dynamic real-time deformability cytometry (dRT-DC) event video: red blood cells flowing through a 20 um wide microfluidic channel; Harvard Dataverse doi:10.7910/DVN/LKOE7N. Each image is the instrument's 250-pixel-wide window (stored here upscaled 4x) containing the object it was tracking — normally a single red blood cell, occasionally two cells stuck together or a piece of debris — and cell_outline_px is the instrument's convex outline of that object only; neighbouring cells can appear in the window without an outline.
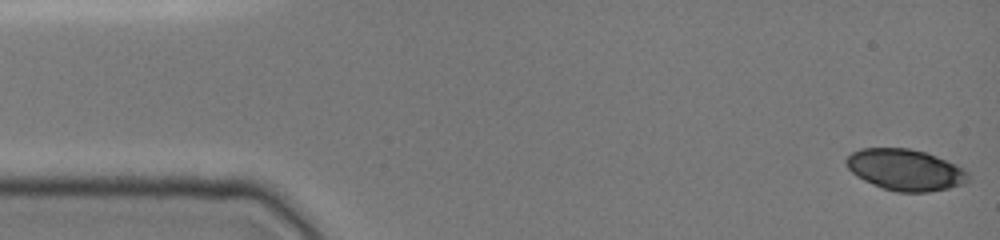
{"species": "common noctule bat (a hibernating species)", "species_latin": "Nyctalus noctula", "temperature_condition": "cold", "stored_images_in_passage": 48, "camera_frame_rate_fps": 3000, "um_per_image_px": 0.085, "animal": {"sex": "female", "body_mass_g": 19.0, "forearm_length_mm": 51.5}, "frame": {"image": 1, "passage_image": 1, "time_ms": 0.0, "image_size_px": [1000, 240], "cell_outline_px": [[968, 180], [964, 184], [948, 188], [928, 192], [896, 192], [872, 184], [856, 176], [848, 168], [844, 160], [852, 152], [860, 148], [908, 148], [924, 152], [936, 156], [956, 164], [964, 168], [968, 172]], "centroid_in_image_um": [76.94, 14.43], "position_along_channel_um": 8.1, "area_um2": 29.36}}
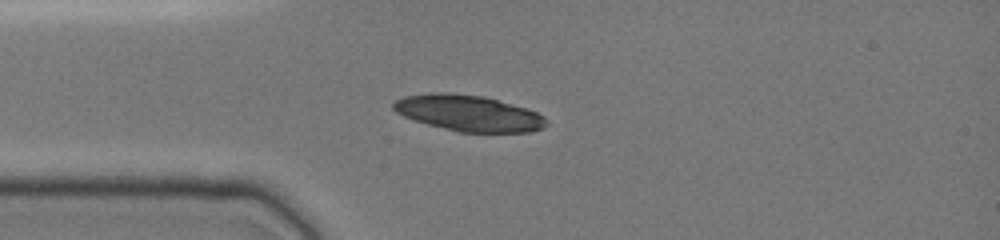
{"frame": {"image": 2, "passage_image": 12, "time_ms": 3.667, "image_size_px": [1000, 240], "cell_outline_px": [[548, 124], [544, 128], [528, 132], [460, 132], [428, 124], [404, 116], [396, 112], [392, 108], [392, 104], [396, 100], [404, 96], [432, 92], [448, 92], [484, 96], [528, 108], [544, 116], [548, 120]], "centroid_in_image_um": [39.86, 9.61], "position_along_channel_um": 45.1, "area_um2": 32.19}}